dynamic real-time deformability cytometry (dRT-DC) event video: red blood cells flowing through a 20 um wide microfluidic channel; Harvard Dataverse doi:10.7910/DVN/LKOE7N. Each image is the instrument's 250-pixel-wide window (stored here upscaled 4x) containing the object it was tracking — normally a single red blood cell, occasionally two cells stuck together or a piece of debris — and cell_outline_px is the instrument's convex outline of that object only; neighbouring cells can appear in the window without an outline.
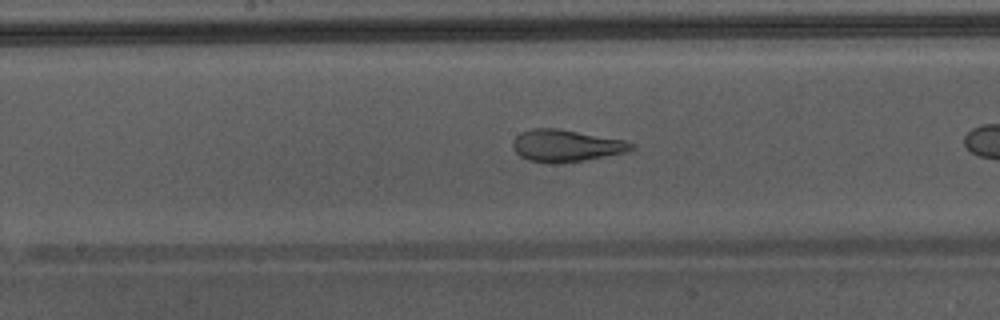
{"species": "Egyptian fruit bat (a non-hibernating species)", "species_latin": "Rousettus aegyptiacus", "temperature_condition": "warm", "stored_images_in_passage": 24, "camera_frame_rate_fps": 3000, "um_per_image_px": 0.085, "animal": {"sex": "male"}, "frame": {"image": 1, "passage_image": 11, "time_ms": 3.333, "image_size_px": [1000, 320], "cell_outline_px": [[636, 148], [624, 152], [584, 160], [556, 164], [544, 164], [528, 160], [520, 156], [512, 148], [512, 144], [516, 136], [520, 132], [532, 128], [556, 128], [624, 140], [636, 144]], "centroid_in_image_um": [48.07, 12.39], "position_along_channel_um": 200.1, "area_um2": 22.2}}